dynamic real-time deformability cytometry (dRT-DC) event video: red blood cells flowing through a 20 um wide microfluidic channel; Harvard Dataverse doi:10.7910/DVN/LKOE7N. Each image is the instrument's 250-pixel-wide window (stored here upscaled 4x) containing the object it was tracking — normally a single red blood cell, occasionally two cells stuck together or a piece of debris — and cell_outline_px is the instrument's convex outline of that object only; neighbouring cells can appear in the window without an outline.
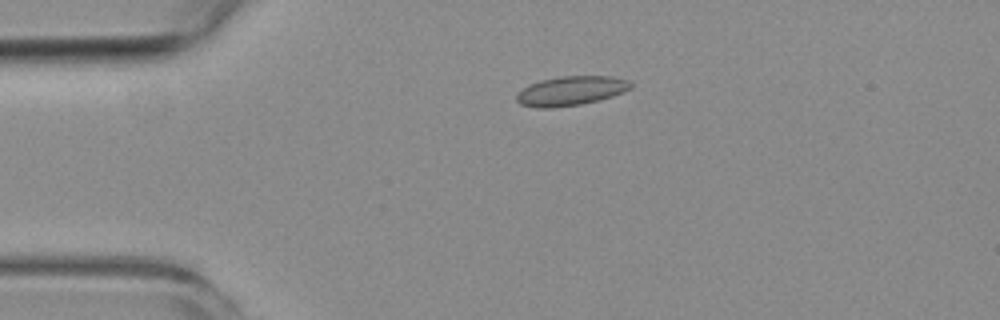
{"species": "common noctule bat (a hibernating species)", "species_latin": "Nyctalus noctula", "temperature_condition": "room temperature", "stored_images_in_passage": 6, "camera_frame_rate_fps": 3000, "um_per_image_px": 0.085, "animal": {"sex": "female", "body_mass_g": 19.3, "forearm_length_mm": 54.1}, "frame": {"image": 1, "passage_image": 4, "time_ms": 3.667, "image_size_px": [1000, 320], "cell_outline_px": [[632, 88], [624, 92], [612, 96], [580, 104], [552, 108], [536, 108], [520, 104], [516, 100], [516, 96], [528, 84], [540, 80], [560, 76], [612, 76], [628, 80], [632, 84]], "centroid_in_image_um": [48.52, 7.71], "position_along_channel_um": 36.5, "area_um2": 19.48}}
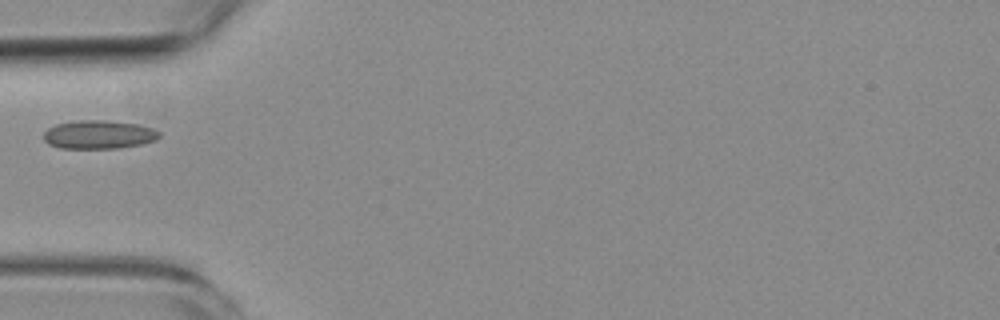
{"frame": {"image": 2, "passage_image": 6, "time_ms": 5.667, "image_size_px": [1000, 320], "cell_outline_px": [[160, 136], [156, 140], [144, 144], [120, 148], [60, 148], [48, 144], [44, 140], [44, 132], [48, 128], [56, 124], [76, 120], [104, 120], [136, 124], [152, 128], [160, 132]], "centroid_in_image_um": [8.4, 11.44], "position_along_channel_um": 76.6, "area_um2": 19.31}}